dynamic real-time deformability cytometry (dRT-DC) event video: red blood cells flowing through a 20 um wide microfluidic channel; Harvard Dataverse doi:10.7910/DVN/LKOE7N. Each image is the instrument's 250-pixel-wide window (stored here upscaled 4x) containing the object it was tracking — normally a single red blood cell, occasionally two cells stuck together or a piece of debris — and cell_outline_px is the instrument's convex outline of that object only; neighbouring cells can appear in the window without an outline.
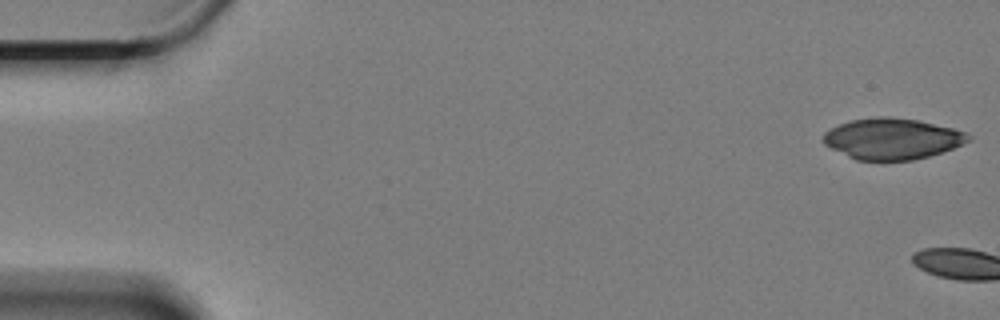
{"species": "Egyptian fruit bat (a non-hibernating species)", "species_latin": "Rousettus aegyptiacus", "temperature_condition": "cold", "stored_images_in_passage": 4, "camera_frame_rate_fps": 3000, "um_per_image_px": 0.085, "animal": {"sex": "female"}, "frame": {"image": 1, "passage_image": 1, "time_ms": 0.0, "image_size_px": [1000, 320], "cell_outline_px": [[972, 136], [968, 140], [952, 148], [928, 156], [912, 160], [856, 160], [824, 144], [824, 132], [840, 124], [852, 120], [880, 116], [888, 116], [916, 120], [952, 128], [964, 132]], "centroid_in_image_um": [75.81, 11.79], "position_along_channel_um": 9.2, "area_um2": 34.04}}